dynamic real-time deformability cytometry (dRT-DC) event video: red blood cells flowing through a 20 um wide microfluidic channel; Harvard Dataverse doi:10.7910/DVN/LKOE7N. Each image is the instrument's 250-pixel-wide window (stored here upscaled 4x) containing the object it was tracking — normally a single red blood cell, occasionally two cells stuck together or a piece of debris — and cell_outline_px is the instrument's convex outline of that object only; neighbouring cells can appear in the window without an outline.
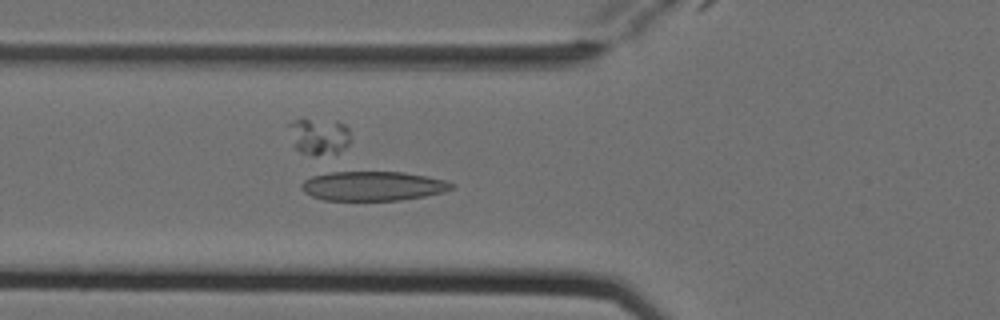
{"species": "Egyptian fruit bat (a non-hibernating species)", "species_latin": "Rousettus aegyptiacus", "temperature_condition": "cold", "stored_images_in_passage": 6, "camera_frame_rate_fps": 3000, "um_per_image_px": 0.085, "animal": {"sex": "female"}, "frame": {"image": 1, "passage_image": 6, "time_ms": 1.667, "image_size_px": [1000, 320], "cell_outline_px": [[456, 188], [444, 192], [424, 196], [400, 200], [324, 200], [312, 196], [304, 192], [300, 188], [300, 184], [304, 180], [312, 176], [336, 168], [404, 172], [444, 180], [452, 184]], "centroid_in_image_um": [31.59, 15.75], "position_along_channel_um": 94.2, "area_um2": 26.88}}